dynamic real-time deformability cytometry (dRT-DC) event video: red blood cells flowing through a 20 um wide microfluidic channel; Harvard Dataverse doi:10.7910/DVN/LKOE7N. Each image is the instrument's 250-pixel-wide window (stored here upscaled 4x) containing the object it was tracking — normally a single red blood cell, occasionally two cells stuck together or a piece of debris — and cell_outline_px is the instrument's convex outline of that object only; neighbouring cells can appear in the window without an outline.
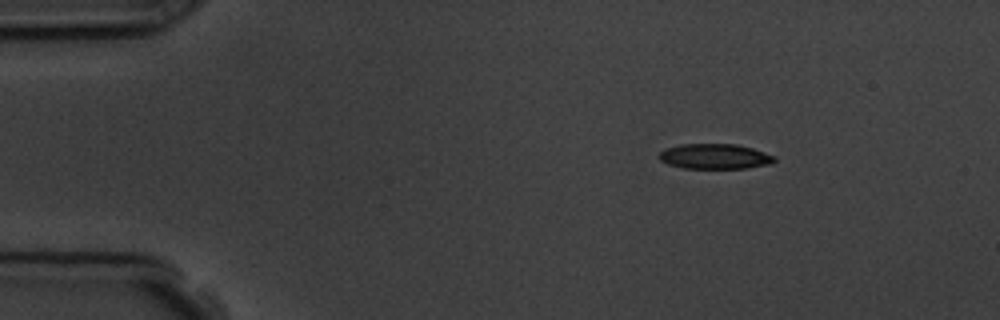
{"species": "common noctule bat (a hibernating species)", "species_latin": "Nyctalus noctula", "temperature_condition": "room temperature", "stored_images_in_passage": 4, "camera_frame_rate_fps": 3000, "um_per_image_px": 0.085, "animal": {"sex": "male", "body_mass_g": 19.5, "forearm_length_mm": 54.6}, "frame": {"image": 1, "passage_image": 1, "time_ms": 0.0, "image_size_px": [1000, 320], "cell_outline_px": [[776, 160], [772, 164], [748, 168], [684, 168], [668, 164], [660, 160], [656, 156], [664, 148], [680, 144], [736, 144], [752, 148], [776, 156]], "centroid_in_image_um": [60.75, 13.29], "position_along_channel_um": 24.2, "area_um2": 17.11}}
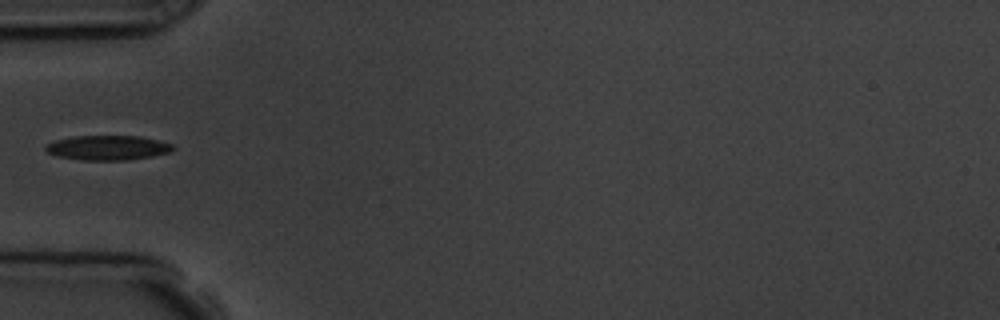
{"frame": {"image": 2, "passage_image": 4, "time_ms": 3.333, "image_size_px": [1000, 320], "cell_outline_px": [[176, 148], [172, 152], [152, 156], [124, 160], [84, 160], [56, 156], [48, 152], [44, 148], [48, 144], [56, 140], [72, 136], [140, 136], [160, 140], [172, 144]], "centroid_in_image_um": [9.2, 12.55], "position_along_channel_um": 75.8, "area_um2": 18.32}}